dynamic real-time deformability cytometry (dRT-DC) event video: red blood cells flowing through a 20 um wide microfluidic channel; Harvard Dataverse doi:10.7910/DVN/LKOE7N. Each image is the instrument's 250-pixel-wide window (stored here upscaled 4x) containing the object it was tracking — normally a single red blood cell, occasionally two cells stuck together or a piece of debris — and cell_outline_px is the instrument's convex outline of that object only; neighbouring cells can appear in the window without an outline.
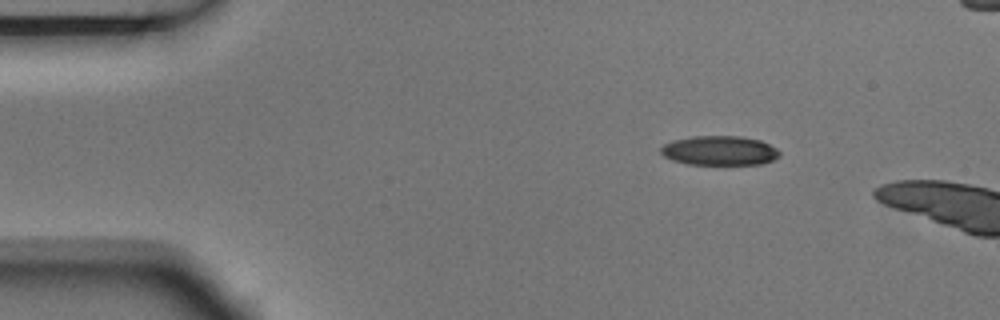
{"species": "Egyptian fruit bat (a non-hibernating species)", "species_latin": "Rousettus aegyptiacus", "temperature_condition": "room temperature", "stored_images_in_passage": 2, "camera_frame_rate_fps": 3000, "um_per_image_px": 0.085, "animal": {"sex": "male"}, "frame": {"image": 1, "passage_image": 1, "time_ms": 0.0, "image_size_px": [1000, 320], "cell_outline_px": [[780, 156], [772, 160], [760, 164], [688, 164], [672, 160], [664, 156], [660, 152], [660, 148], [664, 144], [672, 140], [692, 136], [740, 136], [760, 140], [776, 148], [780, 152]], "centroid_in_image_um": [61.14, 12.79], "position_along_channel_um": 23.9, "area_um2": 20.35}}